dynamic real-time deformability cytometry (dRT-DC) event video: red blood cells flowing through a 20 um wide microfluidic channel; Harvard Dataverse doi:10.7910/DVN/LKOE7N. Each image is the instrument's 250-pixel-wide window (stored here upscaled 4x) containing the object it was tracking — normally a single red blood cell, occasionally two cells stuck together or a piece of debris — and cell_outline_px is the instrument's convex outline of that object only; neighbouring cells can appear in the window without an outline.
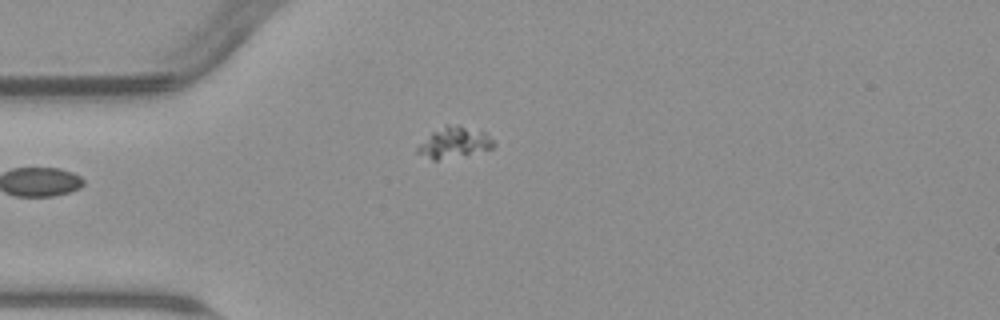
{"species": "common noctule bat (a hibernating species)", "species_latin": "Nyctalus noctula", "temperature_condition": "warm", "stored_images_in_passage": 3, "camera_frame_rate_fps": 3000, "um_per_image_px": 0.085, "animal": {"sex": "male", "body_mass_g": 23.1, "forearm_length_mm": 52.7}, "frame": {"image": 1, "passage_image": 3, "time_ms": 2.333, "image_size_px": [1000, 320], "cell_outline_px": [[496, 144], [492, 148], [436, 160], [432, 160], [416, 152], [416, 148], [432, 132], [448, 124], [460, 124], [484, 132]], "centroid_in_image_um": [38.59, 12.08], "position_along_channel_um": 46.4, "area_um2": 13.29}}